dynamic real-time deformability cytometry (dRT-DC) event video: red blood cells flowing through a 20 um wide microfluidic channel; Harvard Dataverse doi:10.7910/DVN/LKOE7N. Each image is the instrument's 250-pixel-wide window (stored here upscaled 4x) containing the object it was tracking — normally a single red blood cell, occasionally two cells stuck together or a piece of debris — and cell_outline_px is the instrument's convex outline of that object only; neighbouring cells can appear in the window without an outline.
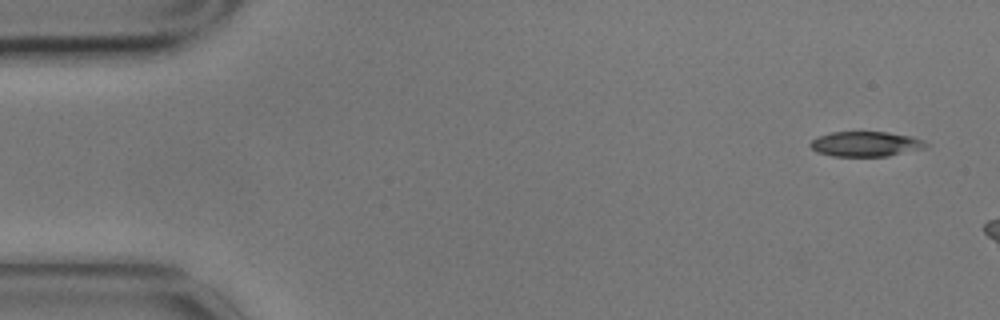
{"species": "common noctule bat (a hibernating species)", "species_latin": "Nyctalus noctula", "temperature_condition": "cold", "stored_images_in_passage": 4, "camera_frame_rate_fps": 3000, "um_per_image_px": 0.085, "animal": {"sex": "male", "body_mass_g": 17.9}, "frame": {"image": 1, "passage_image": 1, "time_ms": 0.0, "image_size_px": [1000, 320], "cell_outline_px": [[928, 144], [924, 148], [888, 156], [832, 156], [816, 152], [808, 144], [812, 140], [820, 136], [832, 132], [888, 132], [912, 136], [924, 140]], "centroid_in_image_um": [73.58, 12.24], "position_along_channel_um": 11.4, "area_um2": 16.82}}